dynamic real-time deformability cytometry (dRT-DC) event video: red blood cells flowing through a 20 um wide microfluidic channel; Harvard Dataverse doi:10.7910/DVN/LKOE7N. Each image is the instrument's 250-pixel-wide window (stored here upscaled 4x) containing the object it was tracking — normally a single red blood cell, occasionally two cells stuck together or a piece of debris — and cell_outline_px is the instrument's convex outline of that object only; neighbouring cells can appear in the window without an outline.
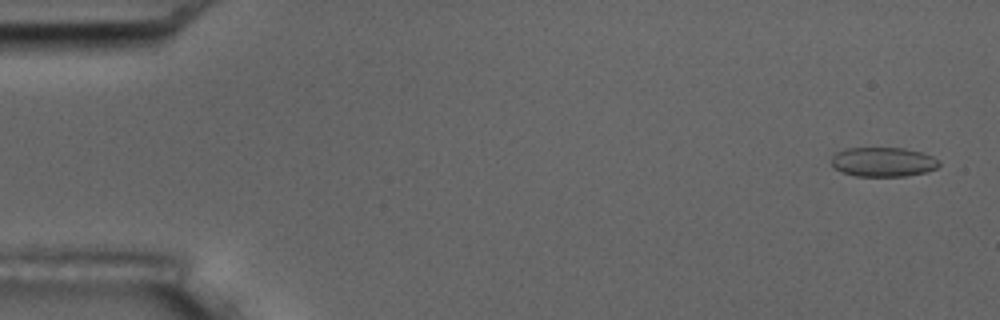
{"species": "common noctule bat (a hibernating species)", "species_latin": "Nyctalus noctula", "temperature_condition": "room temperature", "stored_images_in_passage": 6, "camera_frame_rate_fps": 3000, "um_per_image_px": 0.085, "animal": {"sex": "male", "body_mass_g": 17.5, "forearm_length_mm": 52.3}, "frame": {"image": 1, "passage_image": 1, "time_ms": 0.0, "image_size_px": [1000, 320], "cell_outline_px": [[940, 164], [936, 168], [924, 172], [904, 176], [856, 176], [840, 172], [832, 168], [832, 156], [836, 152], [844, 148], [904, 148], [920, 152], [932, 156], [940, 160]], "centroid_in_image_um": [75.02, 13.76], "position_along_channel_um": 10.0, "area_um2": 18.55}}
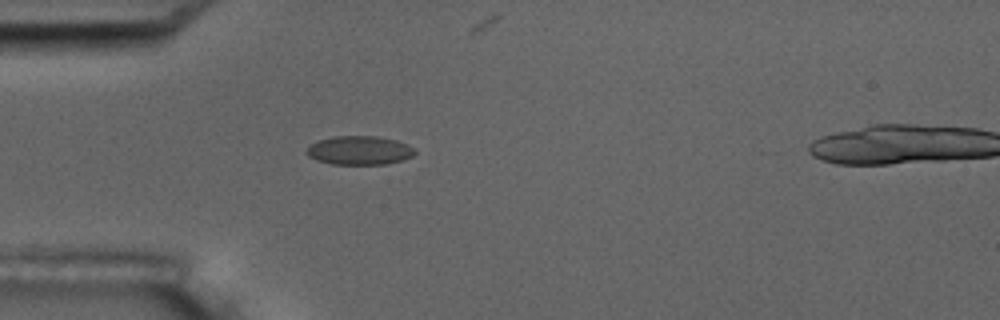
{"frame": {"image": 2, "passage_image": 5, "time_ms": 4.667, "image_size_px": [1000, 320], "cell_outline_px": [[416, 152], [412, 156], [404, 160], [384, 164], [332, 164], [316, 160], [308, 156], [304, 152], [316, 140], [332, 136], [376, 136], [396, 140], [408, 144], [416, 148]], "centroid_in_image_um": [30.56, 12.77], "position_along_channel_um": 54.4, "area_um2": 18.38}}